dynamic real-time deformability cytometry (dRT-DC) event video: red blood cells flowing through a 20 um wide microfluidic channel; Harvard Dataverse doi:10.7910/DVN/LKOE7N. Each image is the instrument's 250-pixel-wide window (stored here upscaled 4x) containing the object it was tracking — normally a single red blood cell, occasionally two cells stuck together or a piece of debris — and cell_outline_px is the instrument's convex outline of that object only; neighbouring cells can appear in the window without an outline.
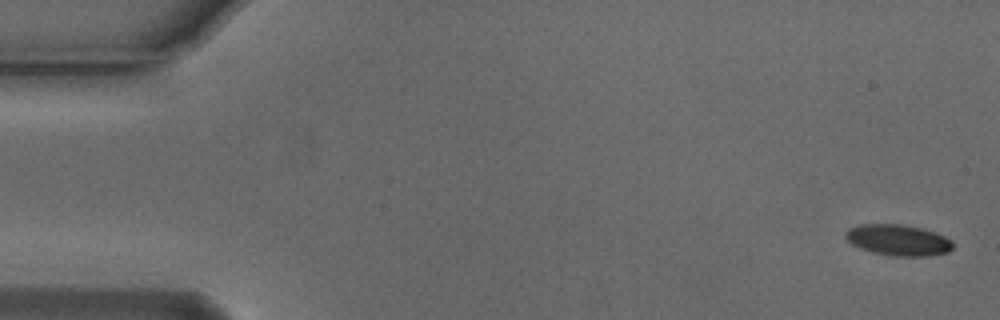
{"species": "Egyptian fruit bat (a non-hibernating species)", "species_latin": "Rousettus aegyptiacus", "temperature_condition": "cold", "stored_images_in_passage": 6, "camera_frame_rate_fps": 3000, "um_per_image_px": 0.085, "animal": {"sex": "male"}, "frame": {"image": 1, "passage_image": 1, "time_ms": 0.0, "image_size_px": [1000, 320], "cell_outline_px": [[956, 244], [948, 252], [928, 256], [892, 256], [872, 252], [860, 248], [852, 244], [844, 236], [844, 232], [848, 228], [860, 224], [900, 224], [924, 228], [944, 236], [952, 240]], "centroid_in_image_um": [76.35, 20.4], "position_along_channel_um": 8.6, "area_um2": 19.65}}
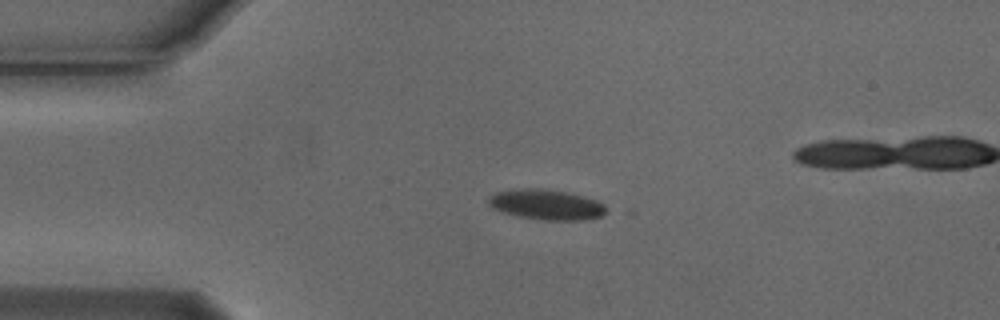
{"frame": {"image": 2, "passage_image": 4, "time_ms": 1.0, "image_size_px": [1000, 320], "cell_outline_px": [[604, 212], [600, 216], [584, 220], [544, 220], [520, 216], [504, 212], [492, 208], [488, 204], [488, 196], [496, 192], [512, 188], [540, 188], [564, 192], [596, 200], [604, 204]], "centroid_in_image_um": [46.36, 17.38], "position_along_channel_um": 38.6, "area_um2": 20.52}}